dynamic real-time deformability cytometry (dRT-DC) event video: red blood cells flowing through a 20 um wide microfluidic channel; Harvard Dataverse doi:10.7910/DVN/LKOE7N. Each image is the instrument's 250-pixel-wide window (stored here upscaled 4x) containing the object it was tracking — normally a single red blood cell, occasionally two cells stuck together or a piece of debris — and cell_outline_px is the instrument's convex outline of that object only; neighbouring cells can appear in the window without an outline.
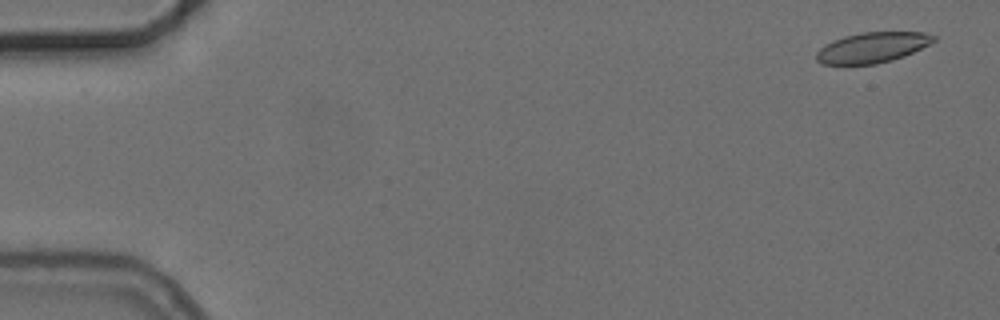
{"species": "common noctule bat (a hibernating species)", "species_latin": "Nyctalus noctula", "temperature_condition": "cold", "stored_images_in_passage": 56, "camera_frame_rate_fps": 3000, "um_per_image_px": 0.085, "animal": {"sex": "female", "body_mass_g": 24.6, "forearm_length_mm": 56.2}, "frame": {"image": 1, "passage_image": 3, "time_ms": 0.667, "image_size_px": [1000, 320], "cell_outline_px": [[936, 40], [904, 56], [892, 60], [876, 64], [820, 64], [816, 60], [816, 52], [820, 48], [832, 40], [844, 36], [860, 32], [924, 32], [936, 36]], "centroid_in_image_um": [74.12, 4.03], "position_along_channel_um": 10.9, "area_um2": 20.75}}
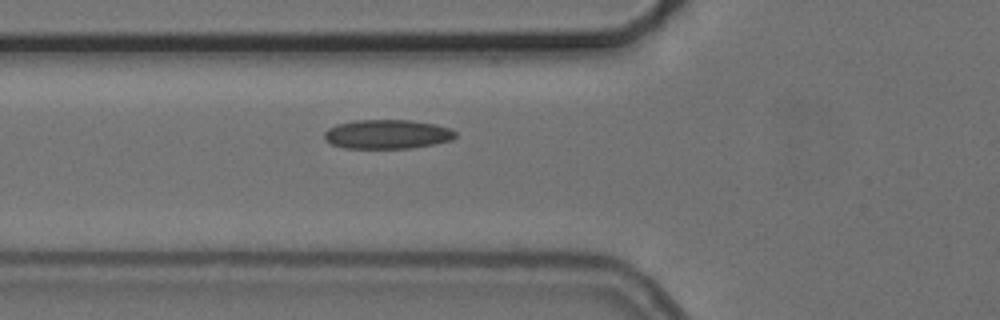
{"frame": {"image": 2, "passage_image": 21, "time_ms": 6.667, "image_size_px": [1000, 320], "cell_outline_px": [[456, 136], [452, 140], [436, 144], [412, 148], [344, 148], [332, 144], [324, 140], [324, 132], [328, 128], [336, 124], [356, 120], [412, 120], [436, 124], [452, 128], [456, 132]], "centroid_in_image_um": [32.94, 11.41], "position_along_channel_um": 92.9, "area_um2": 22.6}}
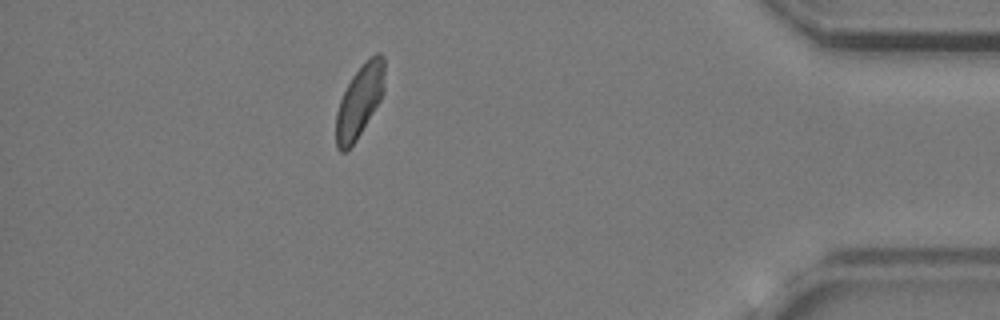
{"frame": {"image": 3, "passage_image": 50, "time_ms": 16.333, "image_size_px": [1000, 320], "cell_outline_px": [[384, 92], [380, 100], [356, 140], [344, 152], [340, 152], [336, 148], [336, 112], [340, 100], [352, 76], [368, 56], [376, 52], [380, 52], [384, 56]], "centroid_in_image_um": [30.57, 8.55], "position_along_channel_um": 404.6, "area_um2": 20.46}, "authors_computed_cell_mechanics": {"area_um2": 21.4149, "velocity_mm_per_s": 3.6965, "shape_relaxation_time_tau1_ms": 10.8912, "shape_relaxation_time_tau2_ms": 2.079, "deformation_change_tau1": 0.1602, "deformation_change_tau2": 0.0783}}